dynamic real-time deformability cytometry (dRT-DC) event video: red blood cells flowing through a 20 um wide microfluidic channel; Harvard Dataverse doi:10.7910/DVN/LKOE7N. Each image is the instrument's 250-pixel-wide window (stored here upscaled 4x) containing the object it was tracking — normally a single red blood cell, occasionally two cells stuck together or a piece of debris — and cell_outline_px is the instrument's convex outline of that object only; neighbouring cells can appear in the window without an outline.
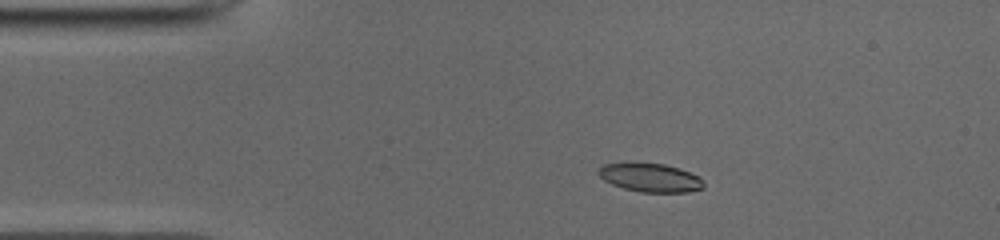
{"species": "common noctule bat (a hibernating species)", "species_latin": "Nyctalus noctula", "temperature_condition": "cold", "stored_images_in_passage": 50, "camera_frame_rate_fps": 3000, "um_per_image_px": 0.085, "animal": {"sex": "male", "body_mass_g": 19.0, "forearm_length_mm": 50.8}, "frame": {"image": 1, "passage_image": 9, "time_ms": 2.667, "image_size_px": [1000, 240], "cell_outline_px": [[704, 188], [688, 192], [640, 192], [624, 188], [612, 184], [604, 180], [596, 172], [604, 164], [624, 160], [632, 160], [664, 164], [680, 168], [700, 176], [704, 180]], "centroid_in_image_um": [55.25, 15.05], "position_along_channel_um": 29.7, "area_um2": 18.32}}
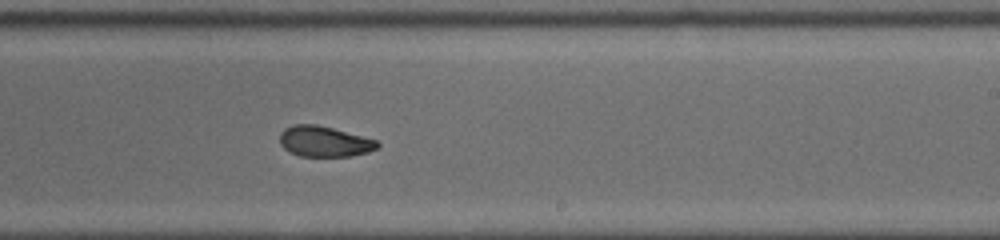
{"frame": {"image": 2, "passage_image": 30, "time_ms": 9.667, "image_size_px": [1000, 240], "cell_outline_px": [[380, 144], [376, 148], [368, 152], [352, 156], [300, 156], [284, 148], [280, 144], [280, 132], [284, 128], [292, 124], [316, 124], [332, 128], [376, 140]], "centroid_in_image_um": [27.54, 12.02], "position_along_channel_um": 261.5, "area_um2": 17.28}}
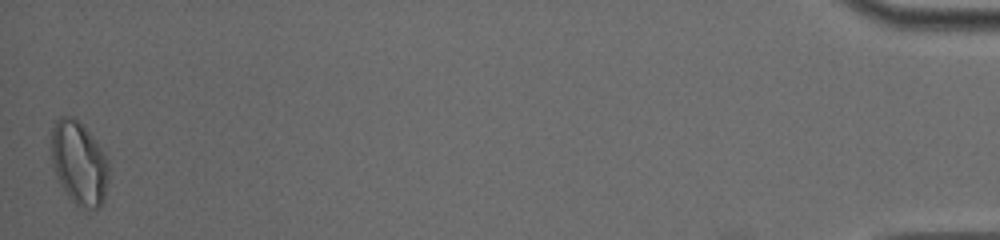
{"frame": {"image": 3, "passage_image": 50, "time_ms": 16.333, "image_size_px": [1000, 240], "cell_outline_px": [[108, 176], [104, 200], [100, 208], [80, 208], [68, 196], [60, 184], [52, 160], [52, 128], [56, 120], [60, 116], [72, 116], [92, 136], [104, 152], [108, 160]], "centroid_in_image_um": [6.73, 13.87], "position_along_channel_um": 428.5, "area_um2": 27.57}, "authors_computed_cell_mechanics": {"area_um2": 18.4382, "velocity_mm_per_s": 3.9506, "shape_relaxation_time_tau1_ms": 11.2737, "shape_relaxation_time_tau2_ms": 2.6846, "deformation_change_tau1": 0.2568, "deformation_change_tau2": 0.0737}}